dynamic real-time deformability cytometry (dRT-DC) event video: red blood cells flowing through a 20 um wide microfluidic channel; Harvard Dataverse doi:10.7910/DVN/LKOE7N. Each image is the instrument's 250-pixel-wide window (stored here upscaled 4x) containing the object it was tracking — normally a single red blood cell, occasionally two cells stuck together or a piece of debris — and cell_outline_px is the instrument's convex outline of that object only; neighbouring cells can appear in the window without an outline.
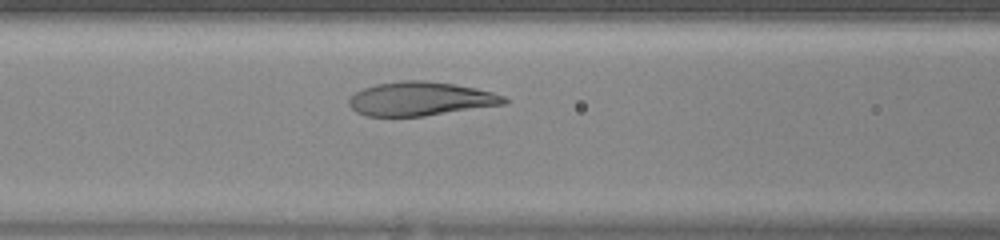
{"species": "human", "species_latin": "Homo sapiens", "temperature_condition": "warm", "stored_images_in_passage": 30, "camera_frame_rate_fps": 3000, "um_per_image_px": 0.085, "donor": {"sex": "female"}, "frame": {"image": 1, "passage_image": 11, "time_ms": 3.333, "image_size_px": [1000, 240], "cell_outline_px": [[508, 104], [424, 116], [368, 116], [356, 112], [348, 104], [348, 100], [356, 92], [364, 88], [376, 84], [400, 80], [424, 80], [452, 84], [476, 88], [492, 92], [504, 96], [508, 100]], "centroid_in_image_um": [35.76, 8.4], "position_along_channel_um": 130.8, "area_um2": 30.63}}
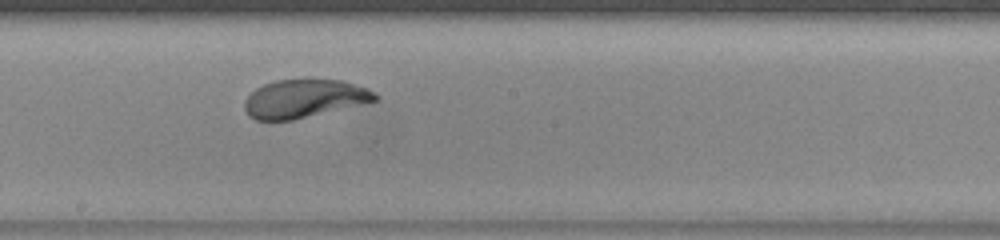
{"frame": {"image": 2, "passage_image": 17, "time_ms": 5.333, "image_size_px": [1000, 240], "cell_outline_px": [[380, 96], [376, 100], [360, 104], [292, 120], [256, 120], [248, 116], [244, 108], [244, 100], [256, 88], [264, 84], [276, 80], [304, 76], [308, 76], [344, 80], [368, 88]], "centroid_in_image_um": [25.85, 8.32], "position_along_channel_um": 222.4, "area_um2": 29.88}}
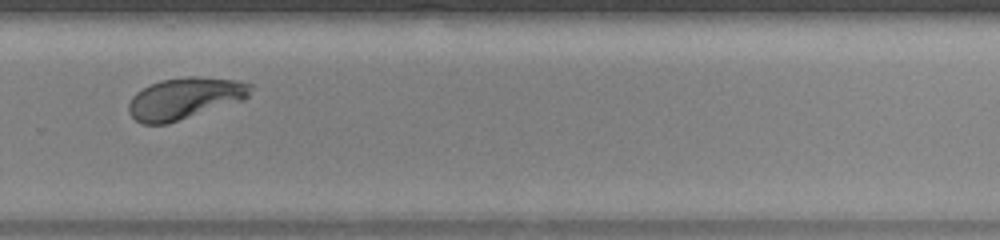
{"frame": {"image": 3, "passage_image": 23, "time_ms": 7.333, "image_size_px": [1000, 240], "cell_outline_px": [[252, 88], [248, 96], [244, 100], [168, 124], [140, 124], [128, 112], [128, 104], [132, 96], [136, 92], [148, 84], [160, 80], [188, 76], [196, 76], [236, 80], [252, 84]], "centroid_in_image_um": [15.68, 8.36], "position_along_channel_um": 314.1, "area_um2": 29.77}}